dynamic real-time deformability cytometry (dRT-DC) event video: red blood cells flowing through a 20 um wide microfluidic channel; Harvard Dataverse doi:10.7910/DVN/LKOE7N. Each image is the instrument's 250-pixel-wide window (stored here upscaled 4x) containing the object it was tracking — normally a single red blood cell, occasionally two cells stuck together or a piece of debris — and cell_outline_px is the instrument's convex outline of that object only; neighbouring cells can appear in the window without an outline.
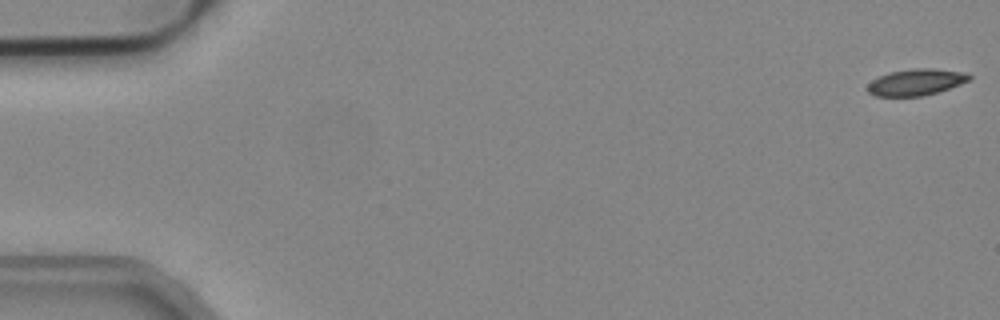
{"species": "common noctule bat (a hibernating species)", "species_latin": "Nyctalus noctula", "temperature_condition": "cold", "stored_images_in_passage": 53, "camera_frame_rate_fps": 3000, "um_per_image_px": 0.085, "animal": {"sex": "male", "body_mass_g": 19.2, "forearm_length_mm": 51.8}, "frame": {"image": 1, "passage_image": 1, "time_ms": 0.0, "image_size_px": [1000, 320], "cell_outline_px": [[972, 80], [924, 96], [876, 96], [868, 92], [868, 84], [872, 80], [880, 76], [892, 72], [916, 68], [932, 68], [968, 72], [972, 76]], "centroid_in_image_um": [77.92, 6.98], "position_along_channel_um": 7.1, "area_um2": 15.61}}
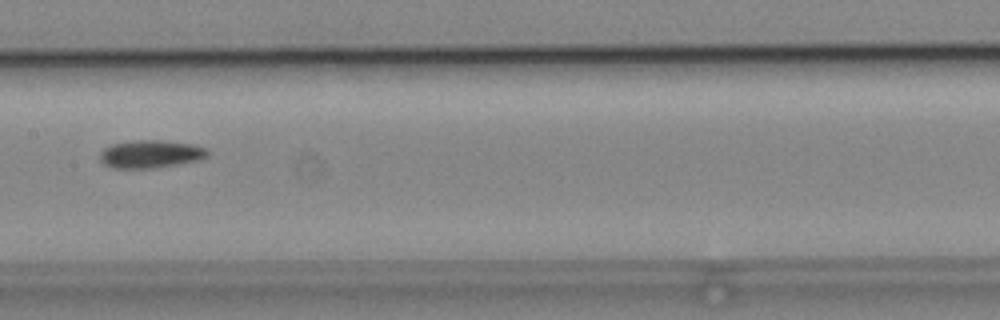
{"frame": {"image": 2, "passage_image": 27, "time_ms": 8.667, "image_size_px": [1000, 320], "cell_outline_px": [[208, 156], [196, 160], [156, 168], [112, 168], [104, 164], [100, 160], [100, 152], [104, 148], [112, 144], [132, 140], [160, 140], [192, 144], [208, 148]], "centroid_in_image_um": [12.78, 13.09], "position_along_channel_um": 194.6, "area_um2": 17.46}}
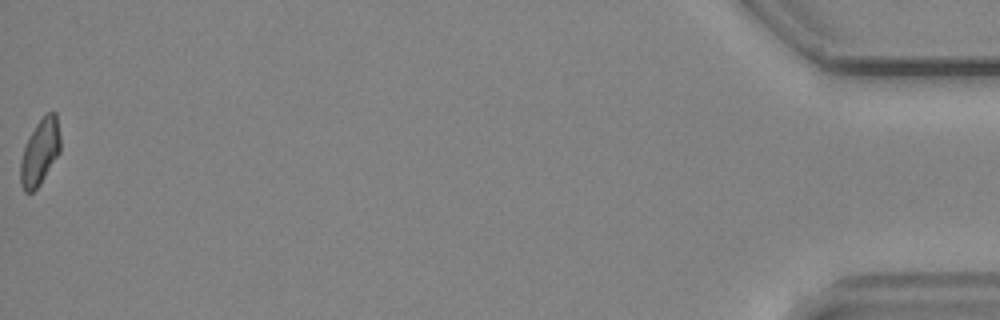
{"frame": {"image": 3, "passage_image": 53, "time_ms": 17.333, "image_size_px": [1000, 320], "cell_outline_px": [[60, 152], [40, 184], [32, 192], [24, 192], [20, 184], [20, 160], [28, 136], [36, 124], [48, 112], [56, 112], [60, 136]], "centroid_in_image_um": [3.38, 12.93], "position_along_channel_um": 431.8, "area_um2": 15.32}, "authors_computed_cell_mechanics": {"area_um2": 16.5308, "velocity_mm_per_s": 3.9103, "shape_relaxation_time_tau1_ms": 10.1571, "shape_relaxation_time_tau2_ms": null, "deformation_change_tau1": 0.1624, "deformation_change_tau2": null}}